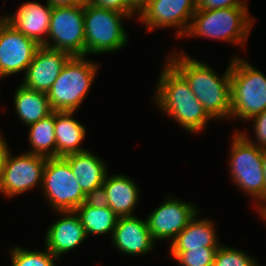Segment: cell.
Instances as JSON below:
<instances>
[{"label":"cell","mask_w":266,"mask_h":266,"mask_svg":"<svg viewBox=\"0 0 266 266\" xmlns=\"http://www.w3.org/2000/svg\"><path fill=\"white\" fill-rule=\"evenodd\" d=\"M41 186L55 212L74 211L89 199L63 157L47 158Z\"/></svg>","instance_id":"ba28073f"},{"label":"cell","mask_w":266,"mask_h":266,"mask_svg":"<svg viewBox=\"0 0 266 266\" xmlns=\"http://www.w3.org/2000/svg\"><path fill=\"white\" fill-rule=\"evenodd\" d=\"M196 10V0H148L137 17L150 31L178 27L175 36L182 38Z\"/></svg>","instance_id":"8fae6325"},{"label":"cell","mask_w":266,"mask_h":266,"mask_svg":"<svg viewBox=\"0 0 266 266\" xmlns=\"http://www.w3.org/2000/svg\"><path fill=\"white\" fill-rule=\"evenodd\" d=\"M148 0H125L126 4L138 15Z\"/></svg>","instance_id":"d6a6232c"},{"label":"cell","mask_w":266,"mask_h":266,"mask_svg":"<svg viewBox=\"0 0 266 266\" xmlns=\"http://www.w3.org/2000/svg\"><path fill=\"white\" fill-rule=\"evenodd\" d=\"M74 211L85 228L87 236L90 234L103 235L107 233L112 236L119 218L99 198H89Z\"/></svg>","instance_id":"7402d4cb"},{"label":"cell","mask_w":266,"mask_h":266,"mask_svg":"<svg viewBox=\"0 0 266 266\" xmlns=\"http://www.w3.org/2000/svg\"><path fill=\"white\" fill-rule=\"evenodd\" d=\"M139 192L136 183L128 176L106 175L98 198L118 217L134 216L132 212L138 204Z\"/></svg>","instance_id":"d6986e66"},{"label":"cell","mask_w":266,"mask_h":266,"mask_svg":"<svg viewBox=\"0 0 266 266\" xmlns=\"http://www.w3.org/2000/svg\"><path fill=\"white\" fill-rule=\"evenodd\" d=\"M125 13L86 3L84 8L86 55L118 51L128 42L122 26Z\"/></svg>","instance_id":"52a82bcc"},{"label":"cell","mask_w":266,"mask_h":266,"mask_svg":"<svg viewBox=\"0 0 266 266\" xmlns=\"http://www.w3.org/2000/svg\"><path fill=\"white\" fill-rule=\"evenodd\" d=\"M213 266H258L257 260L236 248L220 245L214 256Z\"/></svg>","instance_id":"4316f807"},{"label":"cell","mask_w":266,"mask_h":266,"mask_svg":"<svg viewBox=\"0 0 266 266\" xmlns=\"http://www.w3.org/2000/svg\"><path fill=\"white\" fill-rule=\"evenodd\" d=\"M172 55L165 61H168L185 78L207 114L212 119L230 118L231 63L220 77L209 65L191 58L186 53Z\"/></svg>","instance_id":"6da1fadb"},{"label":"cell","mask_w":266,"mask_h":266,"mask_svg":"<svg viewBox=\"0 0 266 266\" xmlns=\"http://www.w3.org/2000/svg\"><path fill=\"white\" fill-rule=\"evenodd\" d=\"M47 3L52 7H73L85 5V0H47Z\"/></svg>","instance_id":"4dcf8cb0"},{"label":"cell","mask_w":266,"mask_h":266,"mask_svg":"<svg viewBox=\"0 0 266 266\" xmlns=\"http://www.w3.org/2000/svg\"><path fill=\"white\" fill-rule=\"evenodd\" d=\"M75 112L55 111L56 157L86 151L80 143L86 136V128L73 118Z\"/></svg>","instance_id":"ffe728a7"},{"label":"cell","mask_w":266,"mask_h":266,"mask_svg":"<svg viewBox=\"0 0 266 266\" xmlns=\"http://www.w3.org/2000/svg\"><path fill=\"white\" fill-rule=\"evenodd\" d=\"M70 166L82 191L89 198H98L106 175L107 166L89 150L63 157Z\"/></svg>","instance_id":"ac0fdd59"},{"label":"cell","mask_w":266,"mask_h":266,"mask_svg":"<svg viewBox=\"0 0 266 266\" xmlns=\"http://www.w3.org/2000/svg\"><path fill=\"white\" fill-rule=\"evenodd\" d=\"M212 220L193 218L170 242V251H187L196 248H219Z\"/></svg>","instance_id":"44dd1931"},{"label":"cell","mask_w":266,"mask_h":266,"mask_svg":"<svg viewBox=\"0 0 266 266\" xmlns=\"http://www.w3.org/2000/svg\"><path fill=\"white\" fill-rule=\"evenodd\" d=\"M233 135L229 158L231 179L243 192L259 201L255 208H260L266 205L263 149L248 142L239 131Z\"/></svg>","instance_id":"8992f818"},{"label":"cell","mask_w":266,"mask_h":266,"mask_svg":"<svg viewBox=\"0 0 266 266\" xmlns=\"http://www.w3.org/2000/svg\"><path fill=\"white\" fill-rule=\"evenodd\" d=\"M98 65L85 56H71L47 92L53 111L76 112L86 98Z\"/></svg>","instance_id":"277c9868"},{"label":"cell","mask_w":266,"mask_h":266,"mask_svg":"<svg viewBox=\"0 0 266 266\" xmlns=\"http://www.w3.org/2000/svg\"><path fill=\"white\" fill-rule=\"evenodd\" d=\"M263 171L266 182V149H263Z\"/></svg>","instance_id":"e575fe53"},{"label":"cell","mask_w":266,"mask_h":266,"mask_svg":"<svg viewBox=\"0 0 266 266\" xmlns=\"http://www.w3.org/2000/svg\"><path fill=\"white\" fill-rule=\"evenodd\" d=\"M250 120H253V131H255L254 134L257 138L255 142L253 143L251 139L248 138V136L244 135V133L241 132L240 134L253 145H256L261 149H266V110L260 114L253 116Z\"/></svg>","instance_id":"83f0119b"},{"label":"cell","mask_w":266,"mask_h":266,"mask_svg":"<svg viewBox=\"0 0 266 266\" xmlns=\"http://www.w3.org/2000/svg\"><path fill=\"white\" fill-rule=\"evenodd\" d=\"M163 69L157 81L154 102L186 131L200 133L212 118L195 97L185 78L168 61Z\"/></svg>","instance_id":"7a4b0ae2"},{"label":"cell","mask_w":266,"mask_h":266,"mask_svg":"<svg viewBox=\"0 0 266 266\" xmlns=\"http://www.w3.org/2000/svg\"><path fill=\"white\" fill-rule=\"evenodd\" d=\"M84 8L85 5L52 8L44 46L68 52L71 56H86Z\"/></svg>","instance_id":"9c48e42d"},{"label":"cell","mask_w":266,"mask_h":266,"mask_svg":"<svg viewBox=\"0 0 266 266\" xmlns=\"http://www.w3.org/2000/svg\"><path fill=\"white\" fill-rule=\"evenodd\" d=\"M62 217L50 225L45 236V247L56 258L78 247L87 233L75 211H59Z\"/></svg>","instance_id":"2e32d148"},{"label":"cell","mask_w":266,"mask_h":266,"mask_svg":"<svg viewBox=\"0 0 266 266\" xmlns=\"http://www.w3.org/2000/svg\"><path fill=\"white\" fill-rule=\"evenodd\" d=\"M51 13L52 7L47 2L45 7L38 2H26L15 14L3 18L26 37L44 45L48 38Z\"/></svg>","instance_id":"e0dca14e"},{"label":"cell","mask_w":266,"mask_h":266,"mask_svg":"<svg viewBox=\"0 0 266 266\" xmlns=\"http://www.w3.org/2000/svg\"><path fill=\"white\" fill-rule=\"evenodd\" d=\"M70 57L68 52L40 45L27 68L22 85L47 93Z\"/></svg>","instance_id":"5bb4252c"},{"label":"cell","mask_w":266,"mask_h":266,"mask_svg":"<svg viewBox=\"0 0 266 266\" xmlns=\"http://www.w3.org/2000/svg\"><path fill=\"white\" fill-rule=\"evenodd\" d=\"M40 45L0 18V78L27 71Z\"/></svg>","instance_id":"7c38bea8"},{"label":"cell","mask_w":266,"mask_h":266,"mask_svg":"<svg viewBox=\"0 0 266 266\" xmlns=\"http://www.w3.org/2000/svg\"><path fill=\"white\" fill-rule=\"evenodd\" d=\"M86 3L113 10L116 12H122L130 16L131 18L137 14L126 4L125 0H85Z\"/></svg>","instance_id":"f546056e"},{"label":"cell","mask_w":266,"mask_h":266,"mask_svg":"<svg viewBox=\"0 0 266 266\" xmlns=\"http://www.w3.org/2000/svg\"><path fill=\"white\" fill-rule=\"evenodd\" d=\"M12 266H56L53 254L46 248L44 251L28 250L16 246L10 249Z\"/></svg>","instance_id":"d4e9b609"},{"label":"cell","mask_w":266,"mask_h":266,"mask_svg":"<svg viewBox=\"0 0 266 266\" xmlns=\"http://www.w3.org/2000/svg\"><path fill=\"white\" fill-rule=\"evenodd\" d=\"M258 212H259V214L261 213L262 218L266 222V205H263L260 208H258Z\"/></svg>","instance_id":"836d02e7"},{"label":"cell","mask_w":266,"mask_h":266,"mask_svg":"<svg viewBox=\"0 0 266 266\" xmlns=\"http://www.w3.org/2000/svg\"><path fill=\"white\" fill-rule=\"evenodd\" d=\"M28 127L30 128L28 140L32 150L27 152L47 158L56 157L55 111Z\"/></svg>","instance_id":"cb8c5ba5"},{"label":"cell","mask_w":266,"mask_h":266,"mask_svg":"<svg viewBox=\"0 0 266 266\" xmlns=\"http://www.w3.org/2000/svg\"><path fill=\"white\" fill-rule=\"evenodd\" d=\"M149 217L146 218L148 229L155 241L172 240L197 216V206L178 199L165 198Z\"/></svg>","instance_id":"4fadbf2b"},{"label":"cell","mask_w":266,"mask_h":266,"mask_svg":"<svg viewBox=\"0 0 266 266\" xmlns=\"http://www.w3.org/2000/svg\"><path fill=\"white\" fill-rule=\"evenodd\" d=\"M230 62V118L240 117L246 121L266 110V77L240 57H234Z\"/></svg>","instance_id":"5b68a950"},{"label":"cell","mask_w":266,"mask_h":266,"mask_svg":"<svg viewBox=\"0 0 266 266\" xmlns=\"http://www.w3.org/2000/svg\"><path fill=\"white\" fill-rule=\"evenodd\" d=\"M253 22L254 19L248 13L247 7L196 10L184 36L220 39L241 44L242 47L246 44Z\"/></svg>","instance_id":"3957f363"},{"label":"cell","mask_w":266,"mask_h":266,"mask_svg":"<svg viewBox=\"0 0 266 266\" xmlns=\"http://www.w3.org/2000/svg\"><path fill=\"white\" fill-rule=\"evenodd\" d=\"M14 107L19 119L27 126L53 113L47 93L21 86L14 93Z\"/></svg>","instance_id":"603a6c76"},{"label":"cell","mask_w":266,"mask_h":266,"mask_svg":"<svg viewBox=\"0 0 266 266\" xmlns=\"http://www.w3.org/2000/svg\"><path fill=\"white\" fill-rule=\"evenodd\" d=\"M117 250L129 255H145L155 247L147 221L134 216L119 217L112 234Z\"/></svg>","instance_id":"9a60e30c"},{"label":"cell","mask_w":266,"mask_h":266,"mask_svg":"<svg viewBox=\"0 0 266 266\" xmlns=\"http://www.w3.org/2000/svg\"><path fill=\"white\" fill-rule=\"evenodd\" d=\"M2 135L3 134H0V177H1L2 169L4 165V160L9 150L6 139Z\"/></svg>","instance_id":"1f68e13d"},{"label":"cell","mask_w":266,"mask_h":266,"mask_svg":"<svg viewBox=\"0 0 266 266\" xmlns=\"http://www.w3.org/2000/svg\"><path fill=\"white\" fill-rule=\"evenodd\" d=\"M47 157L23 152L12 157L8 150L0 177V193L13 197L42 185Z\"/></svg>","instance_id":"30bf717a"},{"label":"cell","mask_w":266,"mask_h":266,"mask_svg":"<svg viewBox=\"0 0 266 266\" xmlns=\"http://www.w3.org/2000/svg\"><path fill=\"white\" fill-rule=\"evenodd\" d=\"M243 0H196L197 10H217L228 7H246Z\"/></svg>","instance_id":"f1b7e54d"},{"label":"cell","mask_w":266,"mask_h":266,"mask_svg":"<svg viewBox=\"0 0 266 266\" xmlns=\"http://www.w3.org/2000/svg\"><path fill=\"white\" fill-rule=\"evenodd\" d=\"M218 248H196L187 251H170V255L180 266H213Z\"/></svg>","instance_id":"484cf974"}]
</instances>
